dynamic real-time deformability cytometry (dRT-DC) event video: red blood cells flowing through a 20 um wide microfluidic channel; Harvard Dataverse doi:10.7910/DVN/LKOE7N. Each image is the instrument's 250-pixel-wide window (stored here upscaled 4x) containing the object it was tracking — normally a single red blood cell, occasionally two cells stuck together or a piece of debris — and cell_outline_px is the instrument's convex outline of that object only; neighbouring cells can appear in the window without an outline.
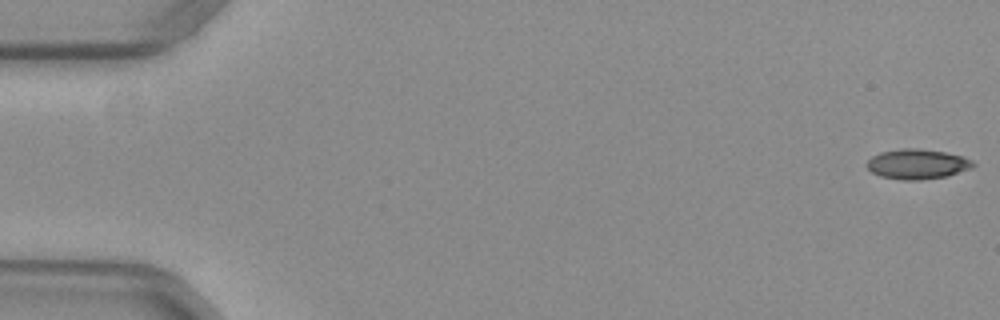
{"species": "common noctule bat (a hibernating species)", "species_latin": "Nyctalus noctula", "temperature_condition": "warm", "stored_images_in_passage": 53, "camera_frame_rate_fps": 3000, "um_per_image_px": 0.085, "animal": {"sex": "female", "body_mass_g": 29.2, "forearm_length_mm": 56.3}, "frame": {"image": 1, "passage_image": 1, "time_ms": 0.0, "image_size_px": [1000, 320], "cell_outline_px": [[976, 164], [972, 168], [948, 176], [920, 180], [900, 180], [880, 176], [872, 172], [864, 164], [872, 156], [880, 152], [904, 148], [916, 148], [944, 152], [960, 156], [972, 160]], "centroid_in_image_um": [77.95, 13.95], "position_along_channel_um": 7.0, "area_um2": 18.61}}
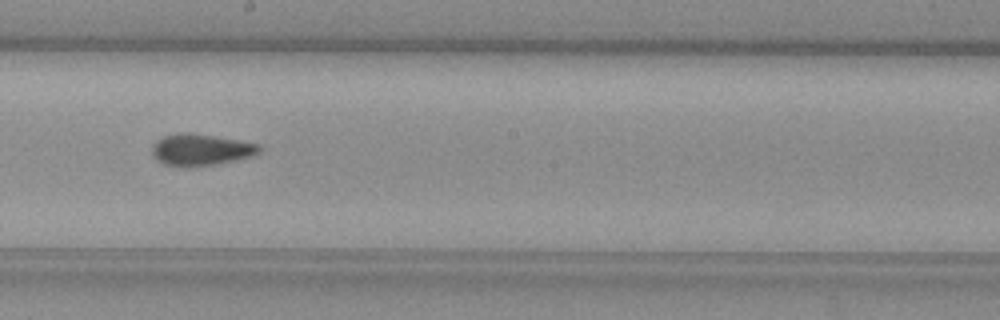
{"frame": {"image": 2, "passage_image": 30, "time_ms": 9.667, "image_size_px": [1000, 320], "cell_outline_px": [[264, 148], [260, 152], [252, 156], [236, 160], [216, 164], [184, 168], [164, 164], [156, 160], [152, 156], [152, 144], [156, 140], [164, 136], [184, 132], [240, 140], [260, 144]], "centroid_in_image_um": [17.07, 12.75], "position_along_channel_um": 231.1, "area_um2": 20.0}}
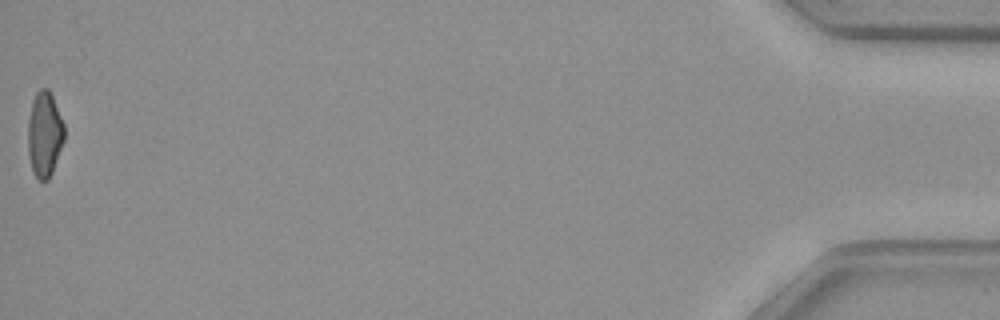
{"frame": {"image": 3, "passage_image": 53, "time_ms": 17.333, "image_size_px": [1000, 320], "cell_outline_px": [[64, 140], [52, 172], [48, 180], [40, 180], [32, 172], [28, 152], [28, 120], [32, 100], [36, 92], [40, 88], [48, 88], [52, 96], [64, 124]], "centroid_in_image_um": [3.77, 11.4], "position_along_channel_um": 431.4, "area_um2": 18.03}, "authors_computed_cell_mechanics": {"area_um2": 18.9006, "velocity_mm_per_s": 3.9592, "shape_relaxation_time_tau1_ms": null, "shape_relaxation_time_tau2_ms": 2.1775, "deformation_change_tau1": null, "deformation_change_tau2": 0.07}}